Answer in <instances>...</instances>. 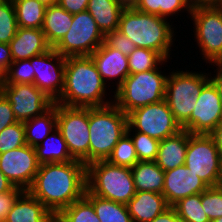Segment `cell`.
I'll list each match as a JSON object with an SVG mask.
<instances>
[{
	"instance_id": "obj_1",
	"label": "cell",
	"mask_w": 222,
	"mask_h": 222,
	"mask_svg": "<svg viewBox=\"0 0 222 222\" xmlns=\"http://www.w3.org/2000/svg\"><path fill=\"white\" fill-rule=\"evenodd\" d=\"M86 189V165L82 161L73 160L40 164L27 191L56 216L82 198Z\"/></svg>"
},
{
	"instance_id": "obj_2",
	"label": "cell",
	"mask_w": 222,
	"mask_h": 222,
	"mask_svg": "<svg viewBox=\"0 0 222 222\" xmlns=\"http://www.w3.org/2000/svg\"><path fill=\"white\" fill-rule=\"evenodd\" d=\"M105 87L91 56H69L65 62L64 88L55 103L71 107H102L113 103L104 102Z\"/></svg>"
},
{
	"instance_id": "obj_3",
	"label": "cell",
	"mask_w": 222,
	"mask_h": 222,
	"mask_svg": "<svg viewBox=\"0 0 222 222\" xmlns=\"http://www.w3.org/2000/svg\"><path fill=\"white\" fill-rule=\"evenodd\" d=\"M166 20L168 18L140 12L128 4L121 13L118 30L136 47L154 50L167 60L174 30Z\"/></svg>"
},
{
	"instance_id": "obj_4",
	"label": "cell",
	"mask_w": 222,
	"mask_h": 222,
	"mask_svg": "<svg viewBox=\"0 0 222 222\" xmlns=\"http://www.w3.org/2000/svg\"><path fill=\"white\" fill-rule=\"evenodd\" d=\"M127 128L128 115L114 102L102 107H89V164L107 160Z\"/></svg>"
},
{
	"instance_id": "obj_5",
	"label": "cell",
	"mask_w": 222,
	"mask_h": 222,
	"mask_svg": "<svg viewBox=\"0 0 222 222\" xmlns=\"http://www.w3.org/2000/svg\"><path fill=\"white\" fill-rule=\"evenodd\" d=\"M87 190L100 198L127 204L136 193L131 168L95 161L86 166Z\"/></svg>"
},
{
	"instance_id": "obj_6",
	"label": "cell",
	"mask_w": 222,
	"mask_h": 222,
	"mask_svg": "<svg viewBox=\"0 0 222 222\" xmlns=\"http://www.w3.org/2000/svg\"><path fill=\"white\" fill-rule=\"evenodd\" d=\"M167 76L159 67L136 74H129L115 90L114 103L126 115L131 111L165 99Z\"/></svg>"
},
{
	"instance_id": "obj_7",
	"label": "cell",
	"mask_w": 222,
	"mask_h": 222,
	"mask_svg": "<svg viewBox=\"0 0 222 222\" xmlns=\"http://www.w3.org/2000/svg\"><path fill=\"white\" fill-rule=\"evenodd\" d=\"M195 39L207 63H222V2L193 5Z\"/></svg>"
},
{
	"instance_id": "obj_8",
	"label": "cell",
	"mask_w": 222,
	"mask_h": 222,
	"mask_svg": "<svg viewBox=\"0 0 222 222\" xmlns=\"http://www.w3.org/2000/svg\"><path fill=\"white\" fill-rule=\"evenodd\" d=\"M204 74L173 71L167 76L165 100L181 126L190 118L197 96L210 81L207 73Z\"/></svg>"
},
{
	"instance_id": "obj_9",
	"label": "cell",
	"mask_w": 222,
	"mask_h": 222,
	"mask_svg": "<svg viewBox=\"0 0 222 222\" xmlns=\"http://www.w3.org/2000/svg\"><path fill=\"white\" fill-rule=\"evenodd\" d=\"M57 129L64 138L70 155L86 166L89 164V107L57 104Z\"/></svg>"
},
{
	"instance_id": "obj_10",
	"label": "cell",
	"mask_w": 222,
	"mask_h": 222,
	"mask_svg": "<svg viewBox=\"0 0 222 222\" xmlns=\"http://www.w3.org/2000/svg\"><path fill=\"white\" fill-rule=\"evenodd\" d=\"M185 166L209 187L218 186L222 156L210 134L188 132Z\"/></svg>"
},
{
	"instance_id": "obj_11",
	"label": "cell",
	"mask_w": 222,
	"mask_h": 222,
	"mask_svg": "<svg viewBox=\"0 0 222 222\" xmlns=\"http://www.w3.org/2000/svg\"><path fill=\"white\" fill-rule=\"evenodd\" d=\"M104 37L94 18L85 10L73 14L70 30L54 49L64 57L90 56L103 44Z\"/></svg>"
},
{
	"instance_id": "obj_12",
	"label": "cell",
	"mask_w": 222,
	"mask_h": 222,
	"mask_svg": "<svg viewBox=\"0 0 222 222\" xmlns=\"http://www.w3.org/2000/svg\"><path fill=\"white\" fill-rule=\"evenodd\" d=\"M147 134L158 141L182 130L166 100L137 108L128 114V128Z\"/></svg>"
},
{
	"instance_id": "obj_13",
	"label": "cell",
	"mask_w": 222,
	"mask_h": 222,
	"mask_svg": "<svg viewBox=\"0 0 222 222\" xmlns=\"http://www.w3.org/2000/svg\"><path fill=\"white\" fill-rule=\"evenodd\" d=\"M0 92L10 102L19 122L43 115L54 105V101L34 84H3L0 81Z\"/></svg>"
},
{
	"instance_id": "obj_14",
	"label": "cell",
	"mask_w": 222,
	"mask_h": 222,
	"mask_svg": "<svg viewBox=\"0 0 222 222\" xmlns=\"http://www.w3.org/2000/svg\"><path fill=\"white\" fill-rule=\"evenodd\" d=\"M222 121V102L216 87L209 81L196 98L190 118L181 126L191 134H210Z\"/></svg>"
},
{
	"instance_id": "obj_15",
	"label": "cell",
	"mask_w": 222,
	"mask_h": 222,
	"mask_svg": "<svg viewBox=\"0 0 222 222\" xmlns=\"http://www.w3.org/2000/svg\"><path fill=\"white\" fill-rule=\"evenodd\" d=\"M53 60L57 63L54 64ZM65 62L66 57L54 48L30 59L35 72L33 84L54 102L60 98L64 88Z\"/></svg>"
},
{
	"instance_id": "obj_16",
	"label": "cell",
	"mask_w": 222,
	"mask_h": 222,
	"mask_svg": "<svg viewBox=\"0 0 222 222\" xmlns=\"http://www.w3.org/2000/svg\"><path fill=\"white\" fill-rule=\"evenodd\" d=\"M35 148L23 145L0 154V170L15 186L27 191L39 170Z\"/></svg>"
},
{
	"instance_id": "obj_17",
	"label": "cell",
	"mask_w": 222,
	"mask_h": 222,
	"mask_svg": "<svg viewBox=\"0 0 222 222\" xmlns=\"http://www.w3.org/2000/svg\"><path fill=\"white\" fill-rule=\"evenodd\" d=\"M209 186L185 165L164 171L163 195L169 206H174L181 199L199 194Z\"/></svg>"
},
{
	"instance_id": "obj_18",
	"label": "cell",
	"mask_w": 222,
	"mask_h": 222,
	"mask_svg": "<svg viewBox=\"0 0 222 222\" xmlns=\"http://www.w3.org/2000/svg\"><path fill=\"white\" fill-rule=\"evenodd\" d=\"M90 56L105 83L106 79L118 78V88L129 75L128 57L105 42Z\"/></svg>"
},
{
	"instance_id": "obj_19",
	"label": "cell",
	"mask_w": 222,
	"mask_h": 222,
	"mask_svg": "<svg viewBox=\"0 0 222 222\" xmlns=\"http://www.w3.org/2000/svg\"><path fill=\"white\" fill-rule=\"evenodd\" d=\"M13 61L31 59L50 50L42 29L18 27L9 42Z\"/></svg>"
},
{
	"instance_id": "obj_20",
	"label": "cell",
	"mask_w": 222,
	"mask_h": 222,
	"mask_svg": "<svg viewBox=\"0 0 222 222\" xmlns=\"http://www.w3.org/2000/svg\"><path fill=\"white\" fill-rule=\"evenodd\" d=\"M126 207L133 222H150L170 206L163 194L136 191Z\"/></svg>"
},
{
	"instance_id": "obj_21",
	"label": "cell",
	"mask_w": 222,
	"mask_h": 222,
	"mask_svg": "<svg viewBox=\"0 0 222 222\" xmlns=\"http://www.w3.org/2000/svg\"><path fill=\"white\" fill-rule=\"evenodd\" d=\"M54 215L28 191L14 203L4 222H52Z\"/></svg>"
},
{
	"instance_id": "obj_22",
	"label": "cell",
	"mask_w": 222,
	"mask_h": 222,
	"mask_svg": "<svg viewBox=\"0 0 222 222\" xmlns=\"http://www.w3.org/2000/svg\"><path fill=\"white\" fill-rule=\"evenodd\" d=\"M127 5L128 0H89L86 10L105 36L118 30L121 13Z\"/></svg>"
},
{
	"instance_id": "obj_23",
	"label": "cell",
	"mask_w": 222,
	"mask_h": 222,
	"mask_svg": "<svg viewBox=\"0 0 222 222\" xmlns=\"http://www.w3.org/2000/svg\"><path fill=\"white\" fill-rule=\"evenodd\" d=\"M188 147V131L182 129L177 134L160 141L156 164L164 171L185 165Z\"/></svg>"
},
{
	"instance_id": "obj_24",
	"label": "cell",
	"mask_w": 222,
	"mask_h": 222,
	"mask_svg": "<svg viewBox=\"0 0 222 222\" xmlns=\"http://www.w3.org/2000/svg\"><path fill=\"white\" fill-rule=\"evenodd\" d=\"M73 14L58 4L46 8L42 31L48 44L54 48L70 30Z\"/></svg>"
},
{
	"instance_id": "obj_25",
	"label": "cell",
	"mask_w": 222,
	"mask_h": 222,
	"mask_svg": "<svg viewBox=\"0 0 222 222\" xmlns=\"http://www.w3.org/2000/svg\"><path fill=\"white\" fill-rule=\"evenodd\" d=\"M131 171L136 191L163 193L164 170L155 161H138Z\"/></svg>"
},
{
	"instance_id": "obj_26",
	"label": "cell",
	"mask_w": 222,
	"mask_h": 222,
	"mask_svg": "<svg viewBox=\"0 0 222 222\" xmlns=\"http://www.w3.org/2000/svg\"><path fill=\"white\" fill-rule=\"evenodd\" d=\"M52 135H48L35 148L37 160L40 164L54 162H70L75 160L68 150L67 144L60 131L56 128Z\"/></svg>"
},
{
	"instance_id": "obj_27",
	"label": "cell",
	"mask_w": 222,
	"mask_h": 222,
	"mask_svg": "<svg viewBox=\"0 0 222 222\" xmlns=\"http://www.w3.org/2000/svg\"><path fill=\"white\" fill-rule=\"evenodd\" d=\"M25 127V141L31 147L39 145V139H45L57 128V103L43 115L23 122Z\"/></svg>"
},
{
	"instance_id": "obj_28",
	"label": "cell",
	"mask_w": 222,
	"mask_h": 222,
	"mask_svg": "<svg viewBox=\"0 0 222 222\" xmlns=\"http://www.w3.org/2000/svg\"><path fill=\"white\" fill-rule=\"evenodd\" d=\"M84 196L92 203L100 222H133L125 204L100 198L87 189Z\"/></svg>"
},
{
	"instance_id": "obj_29",
	"label": "cell",
	"mask_w": 222,
	"mask_h": 222,
	"mask_svg": "<svg viewBox=\"0 0 222 222\" xmlns=\"http://www.w3.org/2000/svg\"><path fill=\"white\" fill-rule=\"evenodd\" d=\"M18 27L42 29L46 8L38 0H12Z\"/></svg>"
},
{
	"instance_id": "obj_30",
	"label": "cell",
	"mask_w": 222,
	"mask_h": 222,
	"mask_svg": "<svg viewBox=\"0 0 222 222\" xmlns=\"http://www.w3.org/2000/svg\"><path fill=\"white\" fill-rule=\"evenodd\" d=\"M56 217L61 222H100L92 203L85 196L61 210Z\"/></svg>"
},
{
	"instance_id": "obj_31",
	"label": "cell",
	"mask_w": 222,
	"mask_h": 222,
	"mask_svg": "<svg viewBox=\"0 0 222 222\" xmlns=\"http://www.w3.org/2000/svg\"><path fill=\"white\" fill-rule=\"evenodd\" d=\"M131 131V129H127V132L114 146L112 153L107 158L109 163L132 168L139 161L133 140L130 137Z\"/></svg>"
},
{
	"instance_id": "obj_32",
	"label": "cell",
	"mask_w": 222,
	"mask_h": 222,
	"mask_svg": "<svg viewBox=\"0 0 222 222\" xmlns=\"http://www.w3.org/2000/svg\"><path fill=\"white\" fill-rule=\"evenodd\" d=\"M173 207L182 222H210L201 204V193L185 197Z\"/></svg>"
},
{
	"instance_id": "obj_33",
	"label": "cell",
	"mask_w": 222,
	"mask_h": 222,
	"mask_svg": "<svg viewBox=\"0 0 222 222\" xmlns=\"http://www.w3.org/2000/svg\"><path fill=\"white\" fill-rule=\"evenodd\" d=\"M128 57L129 74L156 69L165 60L158 52L137 47Z\"/></svg>"
},
{
	"instance_id": "obj_34",
	"label": "cell",
	"mask_w": 222,
	"mask_h": 222,
	"mask_svg": "<svg viewBox=\"0 0 222 222\" xmlns=\"http://www.w3.org/2000/svg\"><path fill=\"white\" fill-rule=\"evenodd\" d=\"M18 29L15 7L12 0L0 1V43L14 38Z\"/></svg>"
},
{
	"instance_id": "obj_35",
	"label": "cell",
	"mask_w": 222,
	"mask_h": 222,
	"mask_svg": "<svg viewBox=\"0 0 222 222\" xmlns=\"http://www.w3.org/2000/svg\"><path fill=\"white\" fill-rule=\"evenodd\" d=\"M35 72L30 59L13 61L0 80L3 84H33Z\"/></svg>"
},
{
	"instance_id": "obj_36",
	"label": "cell",
	"mask_w": 222,
	"mask_h": 222,
	"mask_svg": "<svg viewBox=\"0 0 222 222\" xmlns=\"http://www.w3.org/2000/svg\"><path fill=\"white\" fill-rule=\"evenodd\" d=\"M26 145L23 122H15L0 132V154Z\"/></svg>"
},
{
	"instance_id": "obj_37",
	"label": "cell",
	"mask_w": 222,
	"mask_h": 222,
	"mask_svg": "<svg viewBox=\"0 0 222 222\" xmlns=\"http://www.w3.org/2000/svg\"><path fill=\"white\" fill-rule=\"evenodd\" d=\"M137 132L131 136L139 161H155L160 141L151 138L147 134Z\"/></svg>"
},
{
	"instance_id": "obj_38",
	"label": "cell",
	"mask_w": 222,
	"mask_h": 222,
	"mask_svg": "<svg viewBox=\"0 0 222 222\" xmlns=\"http://www.w3.org/2000/svg\"><path fill=\"white\" fill-rule=\"evenodd\" d=\"M201 204L210 222L222 217V188L213 186L202 192Z\"/></svg>"
},
{
	"instance_id": "obj_39",
	"label": "cell",
	"mask_w": 222,
	"mask_h": 222,
	"mask_svg": "<svg viewBox=\"0 0 222 222\" xmlns=\"http://www.w3.org/2000/svg\"><path fill=\"white\" fill-rule=\"evenodd\" d=\"M104 42L111 48L129 56L137 47L136 45L119 30L109 32L104 37Z\"/></svg>"
},
{
	"instance_id": "obj_40",
	"label": "cell",
	"mask_w": 222,
	"mask_h": 222,
	"mask_svg": "<svg viewBox=\"0 0 222 222\" xmlns=\"http://www.w3.org/2000/svg\"><path fill=\"white\" fill-rule=\"evenodd\" d=\"M192 4L188 0H160V16L166 18L182 10L191 13Z\"/></svg>"
},
{
	"instance_id": "obj_41",
	"label": "cell",
	"mask_w": 222,
	"mask_h": 222,
	"mask_svg": "<svg viewBox=\"0 0 222 222\" xmlns=\"http://www.w3.org/2000/svg\"><path fill=\"white\" fill-rule=\"evenodd\" d=\"M23 192L22 188L14 187L11 191L0 194V222L5 221L8 212Z\"/></svg>"
},
{
	"instance_id": "obj_42",
	"label": "cell",
	"mask_w": 222,
	"mask_h": 222,
	"mask_svg": "<svg viewBox=\"0 0 222 222\" xmlns=\"http://www.w3.org/2000/svg\"><path fill=\"white\" fill-rule=\"evenodd\" d=\"M15 122H17V120L15 119L10 102L0 92V132Z\"/></svg>"
},
{
	"instance_id": "obj_43",
	"label": "cell",
	"mask_w": 222,
	"mask_h": 222,
	"mask_svg": "<svg viewBox=\"0 0 222 222\" xmlns=\"http://www.w3.org/2000/svg\"><path fill=\"white\" fill-rule=\"evenodd\" d=\"M128 4L140 12L160 16V0H128Z\"/></svg>"
},
{
	"instance_id": "obj_44",
	"label": "cell",
	"mask_w": 222,
	"mask_h": 222,
	"mask_svg": "<svg viewBox=\"0 0 222 222\" xmlns=\"http://www.w3.org/2000/svg\"><path fill=\"white\" fill-rule=\"evenodd\" d=\"M89 0H58L57 4L70 14L83 12L87 9Z\"/></svg>"
},
{
	"instance_id": "obj_45",
	"label": "cell",
	"mask_w": 222,
	"mask_h": 222,
	"mask_svg": "<svg viewBox=\"0 0 222 222\" xmlns=\"http://www.w3.org/2000/svg\"><path fill=\"white\" fill-rule=\"evenodd\" d=\"M13 62L10 46L7 43H0V80L6 74L7 69Z\"/></svg>"
},
{
	"instance_id": "obj_46",
	"label": "cell",
	"mask_w": 222,
	"mask_h": 222,
	"mask_svg": "<svg viewBox=\"0 0 222 222\" xmlns=\"http://www.w3.org/2000/svg\"><path fill=\"white\" fill-rule=\"evenodd\" d=\"M150 222H182L174 207L170 206Z\"/></svg>"
},
{
	"instance_id": "obj_47",
	"label": "cell",
	"mask_w": 222,
	"mask_h": 222,
	"mask_svg": "<svg viewBox=\"0 0 222 222\" xmlns=\"http://www.w3.org/2000/svg\"><path fill=\"white\" fill-rule=\"evenodd\" d=\"M218 66L216 69L217 73L216 75L212 78H209L210 81L213 83V85L216 87L218 94L220 95V99L222 102V63H216Z\"/></svg>"
},
{
	"instance_id": "obj_48",
	"label": "cell",
	"mask_w": 222,
	"mask_h": 222,
	"mask_svg": "<svg viewBox=\"0 0 222 222\" xmlns=\"http://www.w3.org/2000/svg\"><path fill=\"white\" fill-rule=\"evenodd\" d=\"M215 141L217 148L222 156V121L215 127V129L210 133Z\"/></svg>"
},
{
	"instance_id": "obj_49",
	"label": "cell",
	"mask_w": 222,
	"mask_h": 222,
	"mask_svg": "<svg viewBox=\"0 0 222 222\" xmlns=\"http://www.w3.org/2000/svg\"><path fill=\"white\" fill-rule=\"evenodd\" d=\"M15 186L7 179L0 170V194L11 191Z\"/></svg>"
},
{
	"instance_id": "obj_50",
	"label": "cell",
	"mask_w": 222,
	"mask_h": 222,
	"mask_svg": "<svg viewBox=\"0 0 222 222\" xmlns=\"http://www.w3.org/2000/svg\"><path fill=\"white\" fill-rule=\"evenodd\" d=\"M45 7H49L57 4L58 0H38Z\"/></svg>"
},
{
	"instance_id": "obj_51",
	"label": "cell",
	"mask_w": 222,
	"mask_h": 222,
	"mask_svg": "<svg viewBox=\"0 0 222 222\" xmlns=\"http://www.w3.org/2000/svg\"><path fill=\"white\" fill-rule=\"evenodd\" d=\"M209 2H219V0H196V5L209 3Z\"/></svg>"
},
{
	"instance_id": "obj_52",
	"label": "cell",
	"mask_w": 222,
	"mask_h": 222,
	"mask_svg": "<svg viewBox=\"0 0 222 222\" xmlns=\"http://www.w3.org/2000/svg\"><path fill=\"white\" fill-rule=\"evenodd\" d=\"M218 186L222 188V167H221V175Z\"/></svg>"
},
{
	"instance_id": "obj_53",
	"label": "cell",
	"mask_w": 222,
	"mask_h": 222,
	"mask_svg": "<svg viewBox=\"0 0 222 222\" xmlns=\"http://www.w3.org/2000/svg\"><path fill=\"white\" fill-rule=\"evenodd\" d=\"M52 222H61V221L56 216H54Z\"/></svg>"
},
{
	"instance_id": "obj_54",
	"label": "cell",
	"mask_w": 222,
	"mask_h": 222,
	"mask_svg": "<svg viewBox=\"0 0 222 222\" xmlns=\"http://www.w3.org/2000/svg\"><path fill=\"white\" fill-rule=\"evenodd\" d=\"M212 222H222V217L214 219Z\"/></svg>"
},
{
	"instance_id": "obj_55",
	"label": "cell",
	"mask_w": 222,
	"mask_h": 222,
	"mask_svg": "<svg viewBox=\"0 0 222 222\" xmlns=\"http://www.w3.org/2000/svg\"><path fill=\"white\" fill-rule=\"evenodd\" d=\"M192 5H196V0H188Z\"/></svg>"
}]
</instances>
